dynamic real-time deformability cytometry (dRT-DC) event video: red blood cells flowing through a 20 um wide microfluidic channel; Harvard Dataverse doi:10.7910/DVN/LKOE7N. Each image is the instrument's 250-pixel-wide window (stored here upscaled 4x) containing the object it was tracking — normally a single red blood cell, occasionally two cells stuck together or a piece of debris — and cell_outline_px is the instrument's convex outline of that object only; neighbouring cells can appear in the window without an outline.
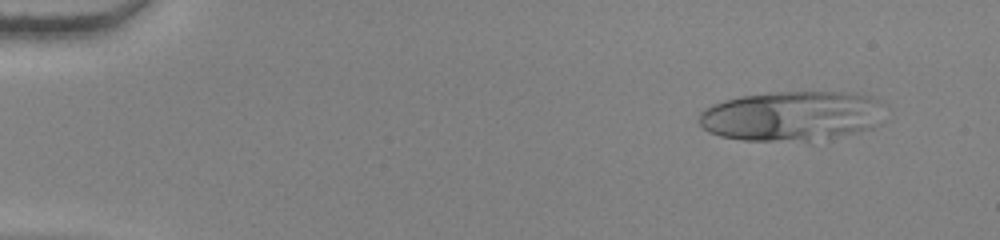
{"species": "human", "species_latin": "Homo sapiens", "temperature_condition": "warm", "stored_images_in_passage": 49, "camera_frame_rate_fps": 3000, "um_per_image_px": 0.085, "donor": {"sex": "female"}, "frame": {"image": 1, "passage_image": 1, "time_ms": 0.0, "image_size_px": [1000, 240], "cell_outline_px": [[880, 124], [872, 128], [828, 140], [812, 144], [744, 140], [720, 136], [708, 132], [700, 124], [700, 112], [704, 108], [712, 104], [724, 100], [740, 96], [776, 92], [856, 92], [872, 96], [880, 100]], "centroid_in_image_um": [67.33, 9.9], "position_along_channel_um": 17.7, "area_um2": 55.37}}
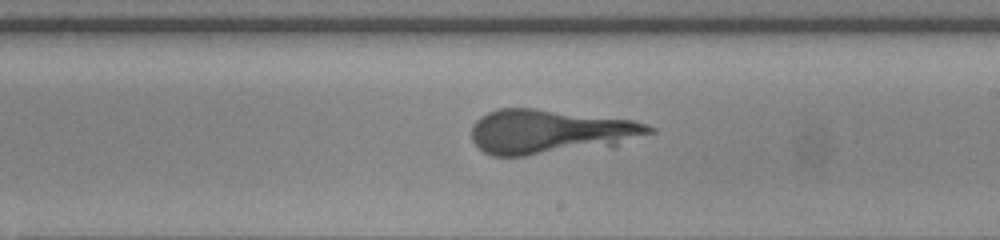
{"frame": {"image": 2, "passage_image": 28, "time_ms": 9.0, "image_size_px": [1000, 240], "cell_outline_px": [[656, 132], [616, 144], [524, 156], [492, 156], [484, 152], [472, 140], [472, 124], [480, 116], [488, 112], [500, 108], [532, 108], [632, 120], [656, 128]], "centroid_in_image_um": [46.7, 11.18], "position_along_channel_um": 242.3, "area_um2": 45.32}}
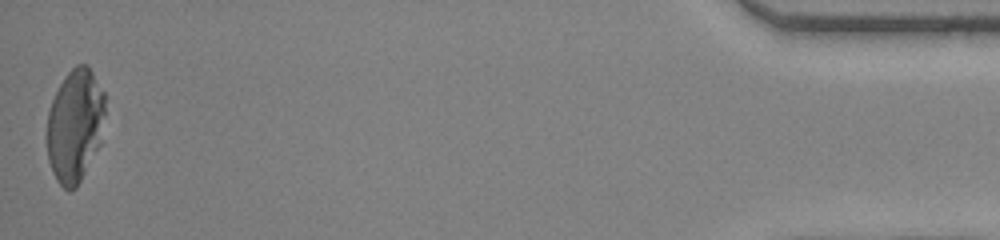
{"frame": {"image": 3, "passage_image": 49, "time_ms": 16.0, "image_size_px": [1000, 240], "cell_outline_px": [[104, 112], [100, 144], [76, 188], [72, 192], [68, 192], [56, 180], [52, 172], [48, 160], [48, 112], [52, 100], [60, 84], [68, 72], [76, 64], [88, 64], [104, 92]], "centroid_in_image_um": [6.37, 10.68], "position_along_channel_um": 428.8, "area_um2": 38.15}}